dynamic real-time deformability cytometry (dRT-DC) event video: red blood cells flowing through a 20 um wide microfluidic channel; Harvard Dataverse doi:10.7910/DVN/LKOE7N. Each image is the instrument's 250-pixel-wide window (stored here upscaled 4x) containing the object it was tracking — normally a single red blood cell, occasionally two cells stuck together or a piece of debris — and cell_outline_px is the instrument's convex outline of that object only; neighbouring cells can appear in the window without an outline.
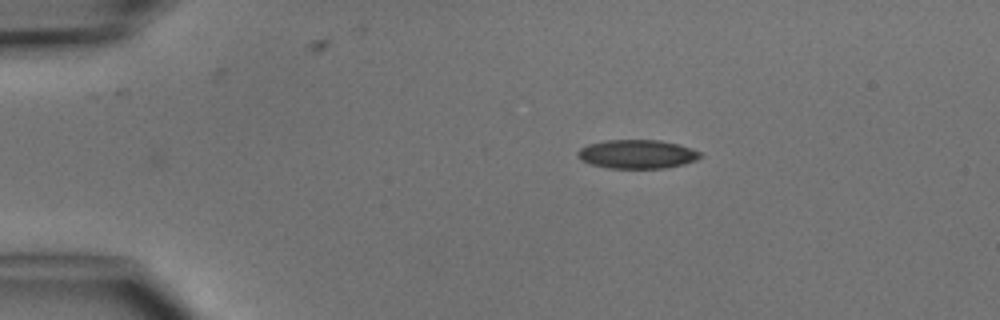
{"species": "common noctule bat (a hibernating species)", "species_latin": "Nyctalus noctula", "temperature_condition": "cold", "stored_images_in_passage": 3, "camera_frame_rate_fps": 3000, "um_per_image_px": 0.085, "animal": {"sex": "male", "body_mass_g": 15.6}, "frame": {"image": 1, "passage_image": 1, "time_ms": 0.0, "image_size_px": [1000, 320], "cell_outline_px": [[704, 156], [696, 160], [684, 164], [664, 168], [608, 168], [592, 164], [580, 160], [576, 156], [576, 152], [580, 148], [588, 144], [608, 140], [660, 140], [692, 148], [700, 152]], "centroid_in_image_um": [54.15, 13.1], "position_along_channel_um": 30.9, "area_um2": 20.63}}
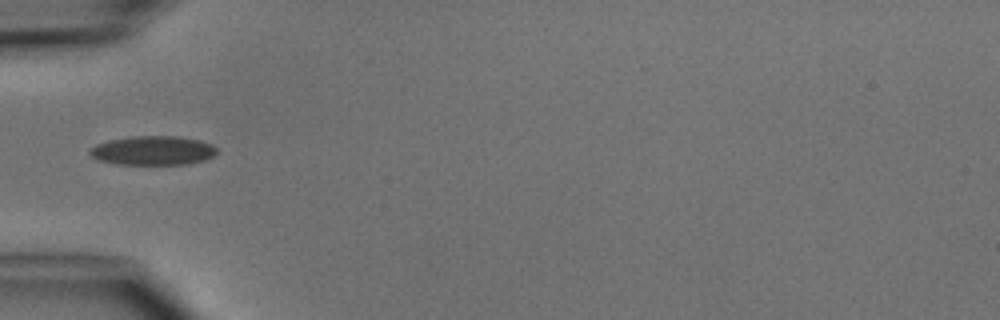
{"frame": {"image": 2, "passage_image": 3, "time_ms": 2.333, "image_size_px": [1000, 320], "cell_outline_px": [[216, 152], [212, 156], [204, 160], [188, 164], [116, 164], [100, 160], [92, 156], [88, 152], [96, 144], [108, 140], [132, 136], [176, 136], [200, 140], [212, 144], [216, 148]], "centroid_in_image_um": [13.0, 12.79], "position_along_channel_um": 72.0, "area_um2": 21.44}}